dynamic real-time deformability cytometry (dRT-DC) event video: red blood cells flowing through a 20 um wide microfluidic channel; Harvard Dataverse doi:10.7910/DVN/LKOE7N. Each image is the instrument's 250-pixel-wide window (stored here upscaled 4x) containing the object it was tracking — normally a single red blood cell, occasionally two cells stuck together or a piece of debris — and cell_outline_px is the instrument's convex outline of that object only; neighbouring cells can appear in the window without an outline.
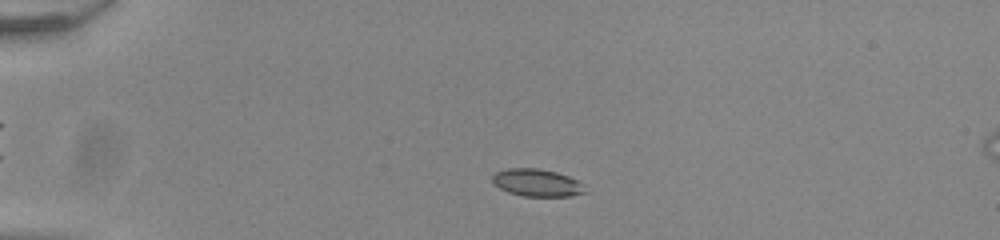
{"species": "common noctule bat (a hibernating species)", "species_latin": "Nyctalus noctula", "temperature_condition": "room temperature", "stored_images_in_passage": 49, "camera_frame_rate_fps": 3000, "um_per_image_px": 0.085, "animal": {"sex": "male", "body_mass_g": 20.0, "forearm_length_mm": 53.3}, "frame": {"image": 1, "passage_image": 9, "time_ms": 2.667, "image_size_px": [1000, 240], "cell_outline_px": [[588, 192], [572, 196], [524, 196], [508, 192], [500, 188], [492, 180], [492, 176], [496, 172], [508, 168], [540, 168], [556, 172], [568, 176], [584, 184]], "centroid_in_image_um": [45.69, 15.53], "position_along_channel_um": 39.3, "area_um2": 14.85}}
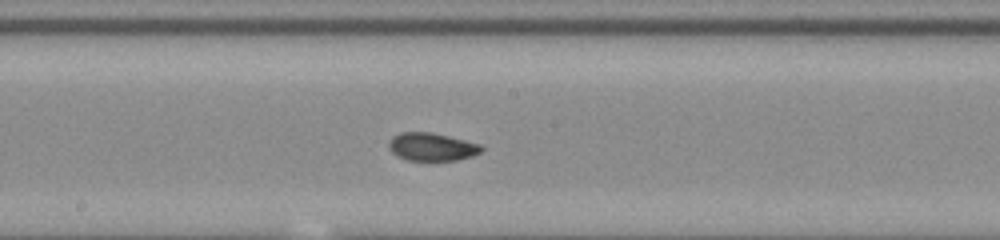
{"frame": {"image": 2, "passage_image": 26, "time_ms": 8.333, "image_size_px": [1000, 240], "cell_outline_px": [[484, 148], [480, 152], [472, 156], [456, 160], [408, 160], [392, 152], [388, 148], [388, 144], [392, 136], [400, 132], [432, 132], [480, 144]], "centroid_in_image_um": [36.69, 12.47], "position_along_channel_um": 211.5, "area_um2": 14.97}}
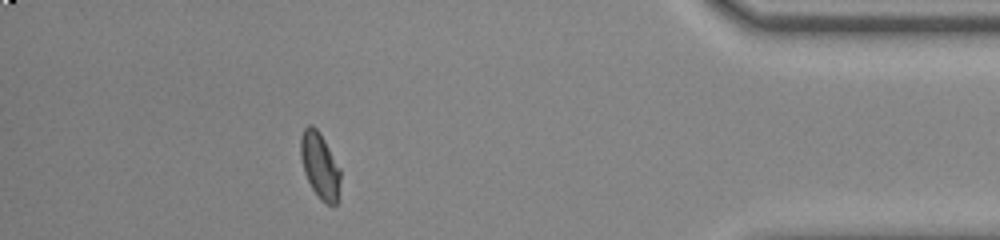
{"frame": {"image": 3, "passage_image": 44, "time_ms": 14.333, "image_size_px": [1000, 240], "cell_outline_px": [[340, 180], [336, 204], [324, 204], [320, 200], [312, 188], [304, 172], [300, 156], [300, 136], [304, 128], [308, 124], [312, 124], [320, 132], [340, 168]], "centroid_in_image_um": [27.17, 14.04], "position_along_channel_um": 408.0, "area_um2": 15.32}, "authors_computed_cell_mechanics": {"area_um2": 14.8546, "velocity_mm_per_s": 3.9331, "shape_relaxation_time_tau1_ms": null, "shape_relaxation_time_tau2_ms": 1.547, "deformation_change_tau1": null, "deformation_change_tau2": 0.0439}}